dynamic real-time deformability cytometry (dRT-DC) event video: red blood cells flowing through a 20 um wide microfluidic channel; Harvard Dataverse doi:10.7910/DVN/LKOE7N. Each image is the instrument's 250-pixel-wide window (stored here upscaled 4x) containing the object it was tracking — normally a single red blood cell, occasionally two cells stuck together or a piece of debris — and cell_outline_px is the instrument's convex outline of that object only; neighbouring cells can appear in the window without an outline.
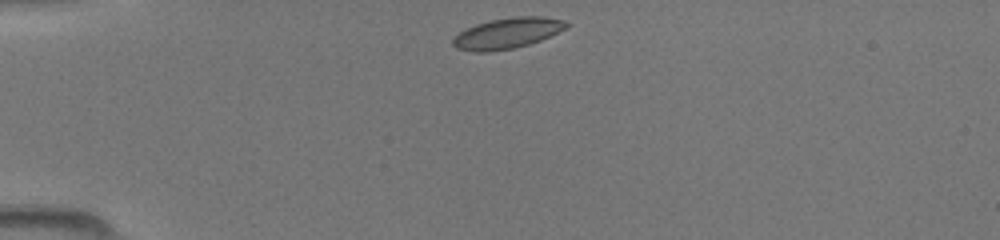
{"species": "common noctule bat (a hibernating species)", "species_latin": "Nyctalus noctula", "temperature_condition": "room temperature", "stored_images_in_passage": 37, "camera_frame_rate_fps": 3000, "um_per_image_px": 0.085, "animal": {"sex": "female", "body_mass_g": 19.5, "forearm_length_mm": 54.1}, "frame": {"image": 1, "passage_image": 1, "time_ms": 0.0, "image_size_px": [1000, 240], "cell_outline_px": [[572, 24], [540, 40], [528, 44], [512, 48], [488, 52], [476, 52], [456, 48], [452, 44], [452, 40], [460, 32], [476, 24], [492, 20], [516, 16], [544, 16], [564, 20]], "centroid_in_image_um": [43.12, 2.81], "position_along_channel_um": 41.9, "area_um2": 20.0}}
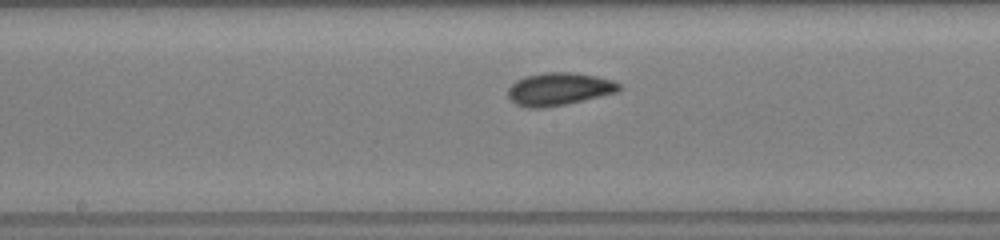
{"frame": {"image": 2, "passage_image": 15, "time_ms": 4.667, "image_size_px": [1000, 240], "cell_outline_px": [[624, 88], [616, 92], [584, 100], [544, 108], [528, 108], [516, 104], [508, 96], [508, 88], [516, 80], [528, 76], [548, 72], [568, 72], [596, 76], [612, 80], [620, 84]], "centroid_in_image_um": [47.52, 7.57], "position_along_channel_um": 200.7, "area_um2": 20.98}}
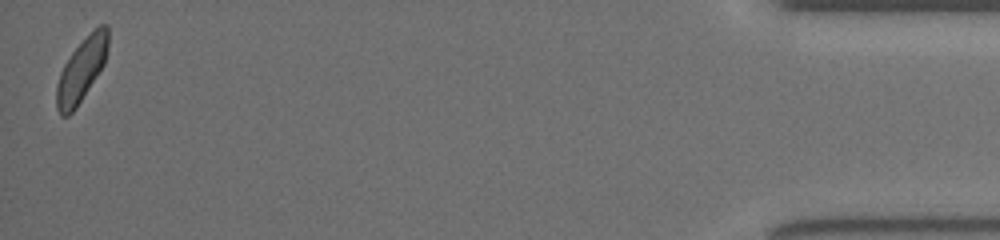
{"frame": {"image": 3, "passage_image": 37, "time_ms": 12.0, "image_size_px": [1000, 240], "cell_outline_px": [[108, 44], [104, 64], [76, 108], [68, 116], [60, 116], [56, 108], [56, 84], [60, 72], [64, 64], [72, 52], [100, 24], [108, 24]], "centroid_in_image_um": [6.9, 5.98], "position_along_channel_um": 428.3, "area_um2": 18.73}}